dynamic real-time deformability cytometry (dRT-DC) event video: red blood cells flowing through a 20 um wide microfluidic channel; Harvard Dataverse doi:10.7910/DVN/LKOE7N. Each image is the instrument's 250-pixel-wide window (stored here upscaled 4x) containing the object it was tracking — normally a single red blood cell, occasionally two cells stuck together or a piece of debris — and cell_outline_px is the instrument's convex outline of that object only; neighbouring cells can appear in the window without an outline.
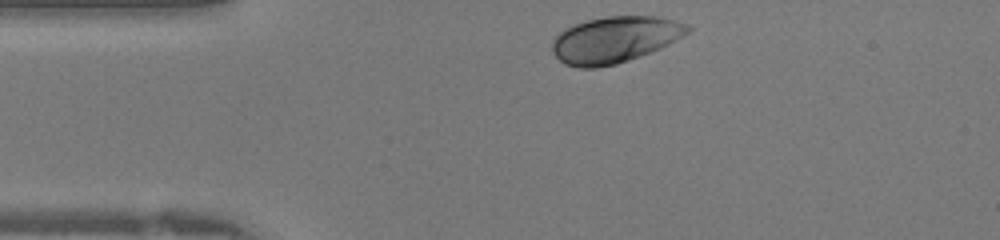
{"species": "human", "species_latin": "Homo sapiens", "temperature_condition": "warm", "stored_images_in_passage": 27, "camera_frame_rate_fps": 3000, "um_per_image_px": 0.085, "donor": {"sex": "female"}, "frame": {"image": 1, "passage_image": 1, "time_ms": 0.0, "image_size_px": [1000, 240], "cell_outline_px": [[692, 28], [688, 32], [676, 40], [660, 48], [640, 56], [616, 64], [596, 68], [576, 68], [564, 64], [552, 52], [552, 40], [564, 28], [588, 20], [608, 16], [660, 16], [688, 24]], "centroid_in_image_um": [52.24, 3.37], "position_along_channel_um": 32.8, "area_um2": 36.59}}
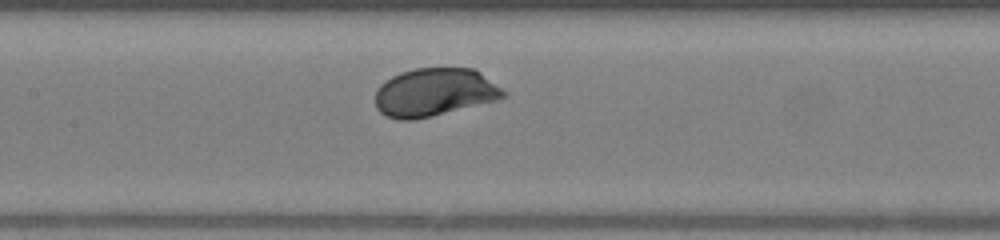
{"frame": {"image": 2, "passage_image": 12, "time_ms": 3.667, "image_size_px": [1000, 240], "cell_outline_px": [[508, 96], [496, 100], [432, 116], [412, 120], [396, 120], [384, 116], [376, 108], [376, 88], [380, 84], [392, 76], [400, 72], [416, 68], [472, 68], [480, 72], [508, 92]], "centroid_in_image_um": [36.92, 7.85], "position_along_channel_um": 170.5, "area_um2": 36.13}}
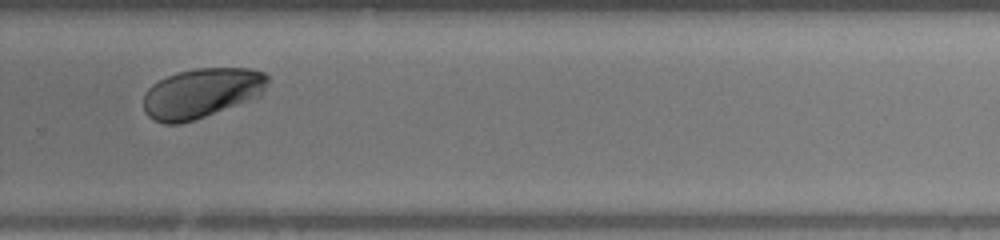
{"frame": {"image": 3, "passage_image": 21, "time_ms": 6.667, "image_size_px": [1000, 240], "cell_outline_px": [[268, 80], [260, 96], [252, 100], [196, 120], [180, 124], [164, 124], [148, 116], [144, 112], [144, 96], [148, 88], [152, 84], [176, 72], [196, 68], [248, 68], [264, 72], [268, 76]], "centroid_in_image_um": [17.14, 7.92], "position_along_channel_um": 312.7, "area_um2": 36.3}}